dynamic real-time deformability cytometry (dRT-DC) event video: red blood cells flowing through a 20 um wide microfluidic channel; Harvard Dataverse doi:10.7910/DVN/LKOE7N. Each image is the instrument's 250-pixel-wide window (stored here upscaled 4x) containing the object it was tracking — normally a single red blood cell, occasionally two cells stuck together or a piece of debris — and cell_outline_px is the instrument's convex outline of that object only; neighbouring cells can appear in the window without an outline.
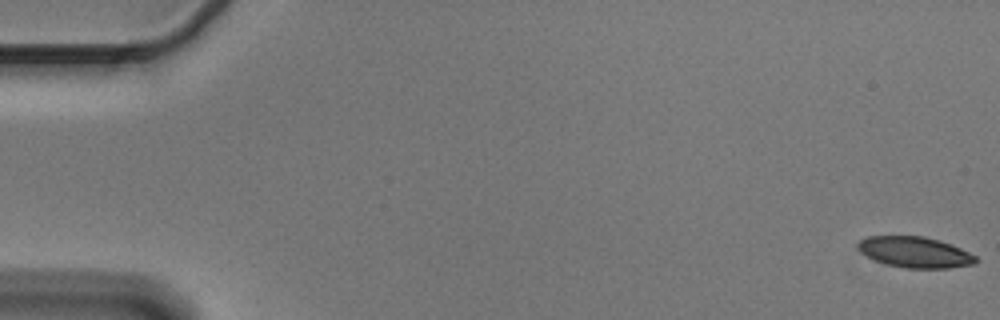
{"species": "Egyptian fruit bat (a non-hibernating species)", "species_latin": "Rousettus aegyptiacus", "temperature_condition": "cold", "stored_images_in_passage": 5, "camera_frame_rate_fps": 3000, "um_per_image_px": 0.085, "animal": {"sex": "male"}, "frame": {"image": 1, "passage_image": 1, "time_ms": 0.0, "image_size_px": [1000, 320], "cell_outline_px": [[980, 260], [972, 264], [948, 268], [904, 268], [872, 260], [860, 252], [856, 248], [856, 244], [860, 240], [868, 236], [924, 236], [940, 240], [952, 244], [976, 256]], "centroid_in_image_um": [77.74, 21.43], "position_along_channel_um": 7.3, "area_um2": 21.39}}
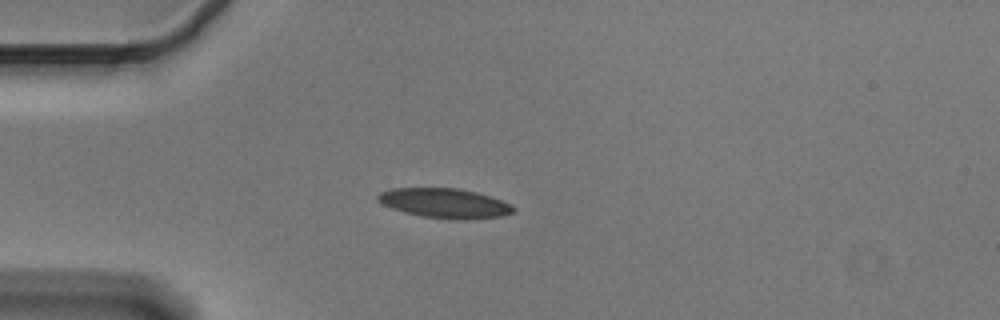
{"frame": {"image": 2, "passage_image": 5, "time_ms": 1.333, "image_size_px": [1000, 320], "cell_outline_px": [[516, 208], [512, 212], [504, 216], [468, 220], [456, 220], [420, 216], [404, 212], [392, 208], [376, 200], [376, 196], [380, 192], [392, 188], [460, 188], [476, 192], [512, 204]], "centroid_in_image_um": [37.81, 17.28], "position_along_channel_um": 47.2, "area_um2": 23.58}}